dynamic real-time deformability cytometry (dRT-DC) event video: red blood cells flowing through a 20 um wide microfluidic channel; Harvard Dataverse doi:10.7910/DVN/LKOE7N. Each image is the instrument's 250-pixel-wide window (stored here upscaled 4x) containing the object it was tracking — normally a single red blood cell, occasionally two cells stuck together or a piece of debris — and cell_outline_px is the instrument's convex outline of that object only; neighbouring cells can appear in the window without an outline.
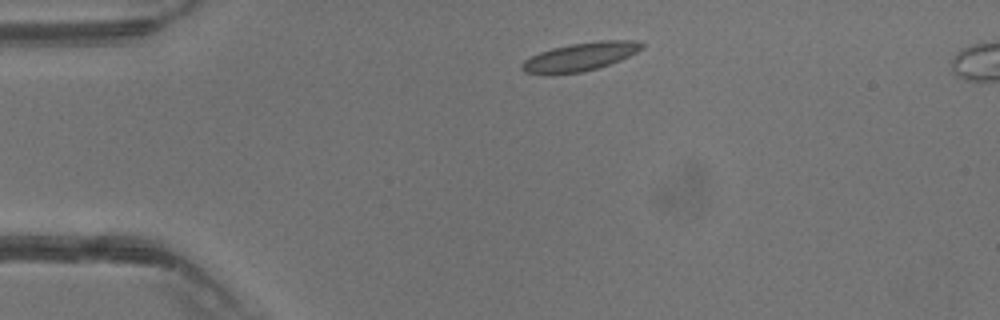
{"species": "common noctule bat (a hibernating species)", "species_latin": "Nyctalus noctula", "temperature_condition": "warm", "stored_images_in_passage": 34, "segment_of_instrument_passage": [1, 2], "camera_frame_rate_fps": 3000, "um_per_image_px": 0.085, "animal": {"sex": "male", "body_mass_g": 13.3}, "frame": {"image": 1, "passage_image": 1, "time_ms": 0.0, "image_size_px": [1000, 320], "cell_outline_px": [[644, 48], [620, 60], [596, 68], [580, 72], [524, 72], [520, 68], [520, 64], [524, 60], [540, 52], [552, 48], [572, 44], [600, 40], [632, 40], [644, 44]], "centroid_in_image_um": [49.36, 4.78], "position_along_channel_um": 35.6, "area_um2": 19.07}}
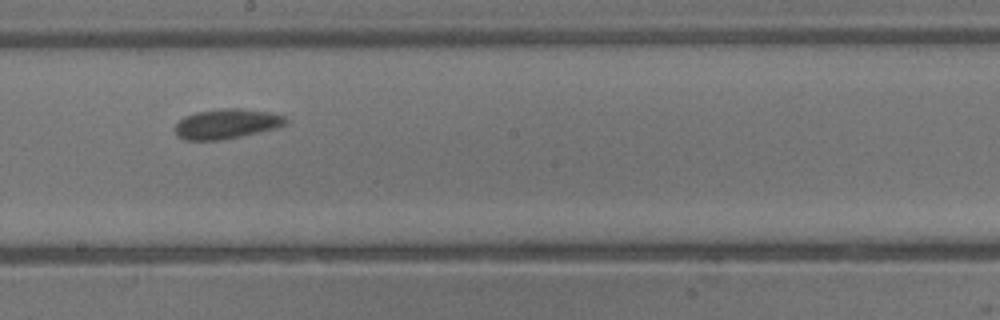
{"frame": {"image": 2, "passage_image": 15, "time_ms": 4.667, "image_size_px": [1000, 320], "cell_outline_px": [[288, 124], [276, 128], [260, 132], [224, 140], [184, 140], [176, 136], [172, 128], [184, 116], [196, 112], [224, 108], [240, 108], [272, 112], [284, 116], [288, 120]], "centroid_in_image_um": [19.25, 10.53], "position_along_channel_um": 228.9, "area_um2": 19.65}}
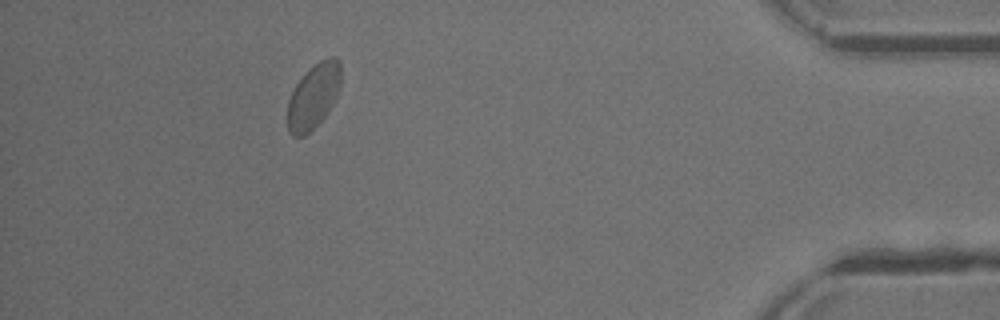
{"frame": {"image": 3, "passage_image": 29, "time_ms": 9.333, "image_size_px": [1000, 320], "cell_outline_px": [[340, 88], [328, 112], [304, 136], [292, 136], [288, 132], [288, 100], [296, 84], [320, 60], [328, 56], [336, 56], [340, 64]], "centroid_in_image_um": [26.66, 8.17], "position_along_channel_um": 408.5, "area_um2": 19.71}}